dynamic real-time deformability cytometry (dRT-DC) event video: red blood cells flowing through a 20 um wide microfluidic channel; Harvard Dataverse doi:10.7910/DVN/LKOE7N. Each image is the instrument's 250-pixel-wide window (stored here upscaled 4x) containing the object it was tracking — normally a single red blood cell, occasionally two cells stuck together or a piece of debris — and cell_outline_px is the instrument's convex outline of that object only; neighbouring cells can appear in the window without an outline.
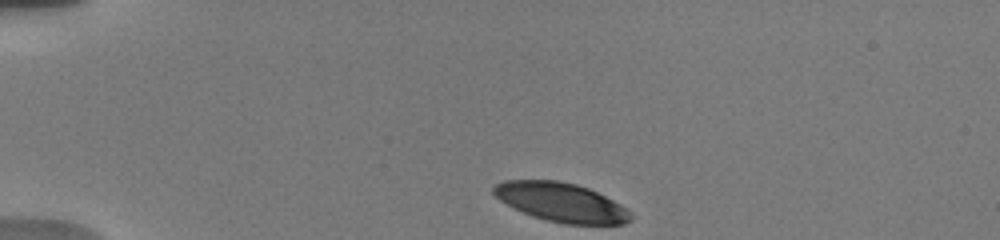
{"species": "human", "species_latin": "Homo sapiens", "temperature_condition": "warm", "stored_images_in_passage": 21, "camera_frame_rate_fps": 3000, "um_per_image_px": 0.085, "donor": {"sex": "male"}, "frame": {"image": 1, "passage_image": 1, "time_ms": 0.0, "image_size_px": [1000, 240], "cell_outline_px": [[632, 220], [624, 224], [564, 224], [532, 216], [500, 200], [492, 192], [492, 188], [496, 184], [504, 180], [560, 180], [576, 184], [588, 188], [620, 204], [632, 216]], "centroid_in_image_um": [47.69, 17.18], "position_along_channel_um": 37.3, "area_um2": 30.81}}
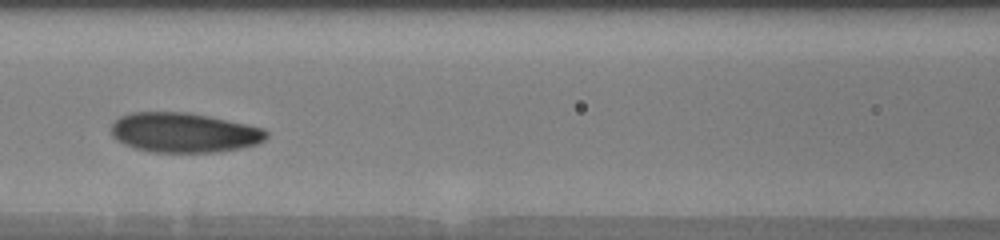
{"frame": {"image": 2, "passage_image": 13, "time_ms": 4.667, "image_size_px": [1000, 240], "cell_outline_px": [[268, 136], [264, 140], [256, 144], [240, 148], [220, 152], [152, 152], [136, 148], [124, 144], [116, 140], [112, 136], [112, 124], [120, 116], [132, 112], [188, 112], [248, 124], [264, 128], [268, 132]], "centroid_in_image_um": [15.65, 11.27], "position_along_channel_um": 150.9, "area_um2": 36.01}}
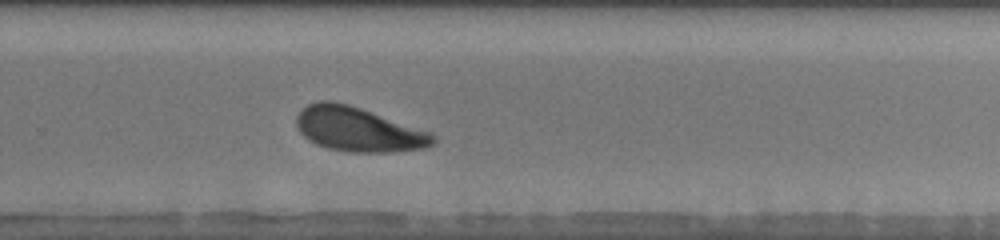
{"frame": {"image": 3, "passage_image": 21, "time_ms": 8.667, "image_size_px": [1000, 240], "cell_outline_px": [[436, 140], [432, 144], [424, 148], [392, 152], [348, 152], [328, 148], [316, 144], [304, 136], [300, 132], [296, 124], [296, 116], [308, 104], [320, 100], [332, 100], [348, 104], [432, 132], [436, 136]], "centroid_in_image_um": [30.46, 11.0], "position_along_channel_um": 299.3, "area_um2": 35.26}}